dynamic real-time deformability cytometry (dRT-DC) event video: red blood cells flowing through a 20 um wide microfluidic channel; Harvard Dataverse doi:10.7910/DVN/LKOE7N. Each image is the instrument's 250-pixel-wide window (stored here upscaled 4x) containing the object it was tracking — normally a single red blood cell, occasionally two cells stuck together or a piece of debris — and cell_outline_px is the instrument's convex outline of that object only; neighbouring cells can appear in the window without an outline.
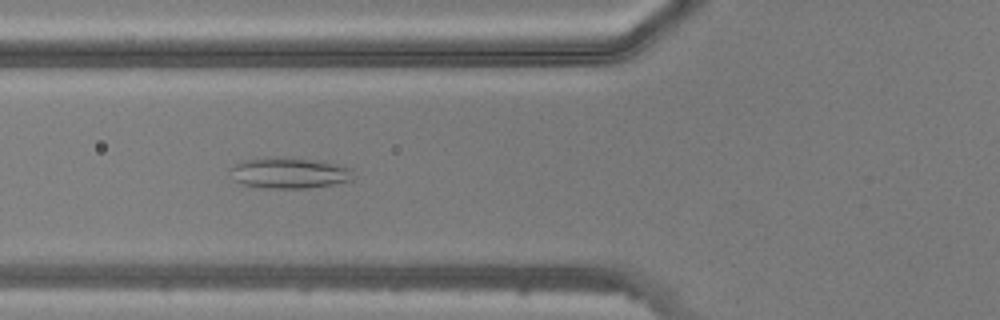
{"species": "common noctule bat (a hibernating species)", "species_latin": "Nyctalus noctula", "temperature_condition": "warm", "stored_images_in_passage": 48, "camera_frame_rate_fps": 3000, "um_per_image_px": 0.085, "animal": {"sex": "male", "body_mass_g": 20.5, "forearm_length_mm": 52.5}, "frame": {"image": 1, "passage_image": 19, "time_ms": 6.0, "image_size_px": [1000, 320], "cell_outline_px": [[352, 180], [332, 184], [304, 188], [268, 188], [244, 184], [236, 180], [232, 168], [236, 164], [248, 160], [324, 160], [352, 168]], "centroid_in_image_um": [24.73, 14.74], "position_along_channel_um": 101.1, "area_um2": 20.75}}
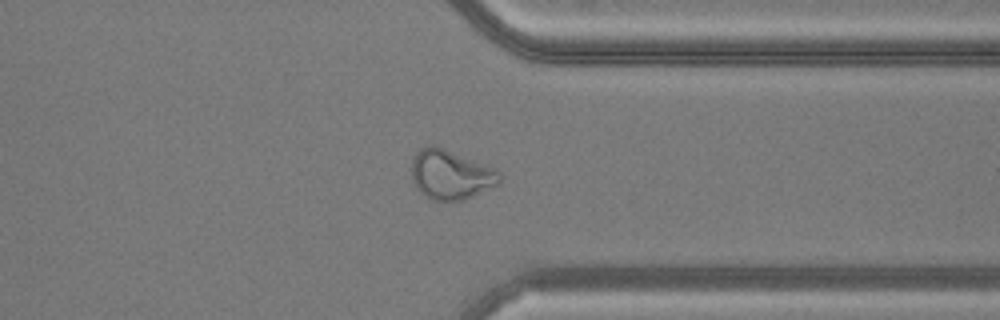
{"frame": {"image": 2, "passage_image": 38, "time_ms": 12.333, "image_size_px": [1000, 320], "cell_outline_px": [[500, 184], [464, 200], [432, 200], [424, 196], [416, 188], [412, 180], [412, 160], [416, 152], [420, 148], [428, 144], [432, 144], [496, 168], [500, 172]], "centroid_in_image_um": [38.3, 14.84], "position_along_channel_um": 373.1, "area_um2": 25.55}}
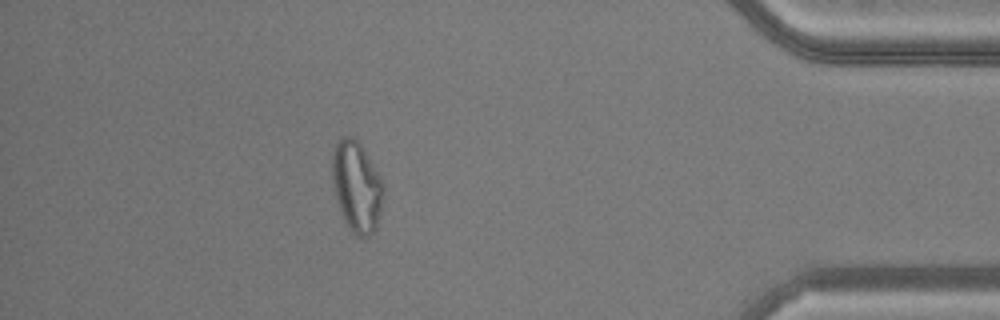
{"frame": {"image": 3, "passage_image": 43, "time_ms": 14.0, "image_size_px": [1000, 320], "cell_outline_px": [[384, 188], [380, 212], [376, 228], [368, 236], [360, 236], [352, 232], [344, 220], [332, 188], [332, 152], [340, 136], [352, 136], [360, 144], [380, 176]], "centroid_in_image_um": [30.29, 15.84], "position_along_channel_um": 404.9, "area_um2": 26.88}}